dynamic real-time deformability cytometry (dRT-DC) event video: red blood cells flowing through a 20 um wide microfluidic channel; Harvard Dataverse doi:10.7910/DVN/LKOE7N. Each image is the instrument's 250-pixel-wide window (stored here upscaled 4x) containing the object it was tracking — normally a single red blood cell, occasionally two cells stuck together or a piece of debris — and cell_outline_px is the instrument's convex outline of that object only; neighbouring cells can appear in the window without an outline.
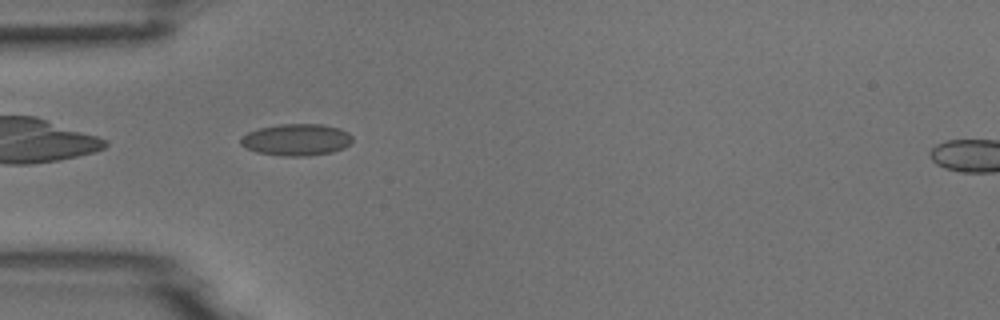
{"species": "common noctule bat (a hibernating species)", "species_latin": "Nyctalus noctula", "temperature_condition": "room temperature", "stored_images_in_passage": 6, "camera_frame_rate_fps": 3000, "um_per_image_px": 0.085, "animal": {"sex": "male", "body_mass_g": 18.8}, "frame": {"image": 1, "passage_image": 5, "time_ms": 5.667, "image_size_px": [1000, 320], "cell_outline_px": [[352, 140], [344, 148], [332, 152], [308, 156], [280, 156], [256, 152], [240, 144], [240, 136], [248, 132], [260, 128], [280, 124], [324, 124], [340, 128], [348, 132], [352, 136]], "centroid_in_image_um": [25.19, 11.87], "position_along_channel_um": 59.8, "area_um2": 20.81}}